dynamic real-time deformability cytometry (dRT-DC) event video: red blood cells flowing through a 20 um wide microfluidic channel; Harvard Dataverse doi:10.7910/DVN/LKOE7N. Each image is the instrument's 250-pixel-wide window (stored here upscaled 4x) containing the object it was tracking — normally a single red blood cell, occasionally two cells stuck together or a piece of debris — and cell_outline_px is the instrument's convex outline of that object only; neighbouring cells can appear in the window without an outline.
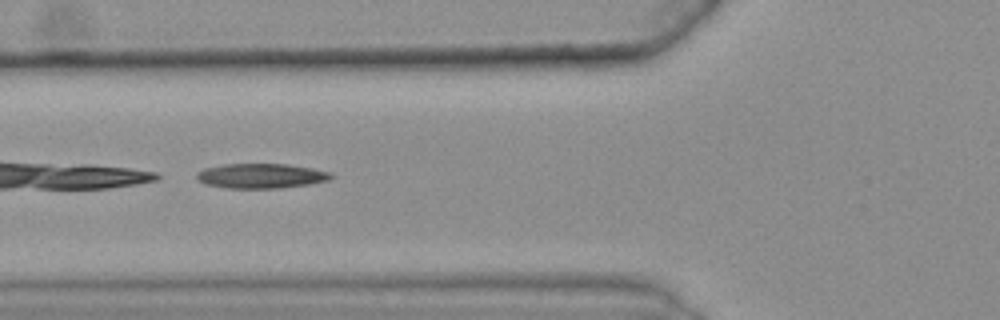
{"species": "common noctule bat (a hibernating species)", "species_latin": "Nyctalus noctula", "temperature_condition": "warm", "stored_images_in_passage": 23, "camera_frame_rate_fps": 3000, "um_per_image_px": 0.085, "animal": {"sex": "female", "body_mass_g": 25.1}, "frame": {"image": 1, "passage_image": 4, "time_ms": 1.0, "image_size_px": [1000, 320], "cell_outline_px": [[332, 176], [328, 180], [308, 184], [280, 188], [224, 188], [204, 184], [196, 180], [196, 172], [204, 168], [224, 164], [288, 164], [312, 168], [332, 172]], "centroid_in_image_um": [22.13, 14.95], "position_along_channel_um": 103.7, "area_um2": 19.54}}
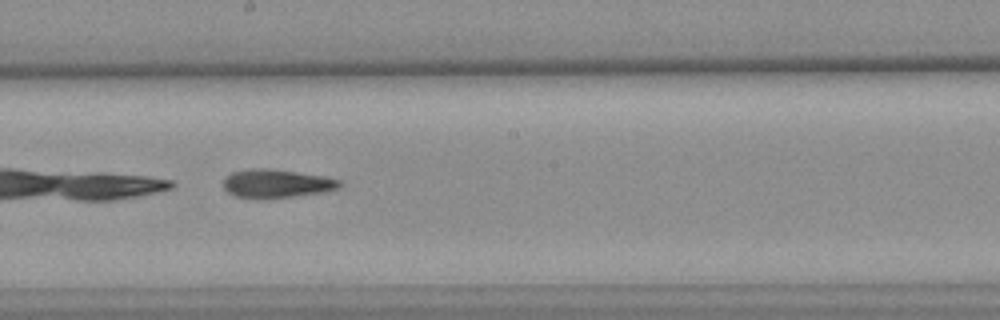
{"frame": {"image": 2, "passage_image": 14, "time_ms": 4.333, "image_size_px": [1000, 320], "cell_outline_px": [[344, 184], [340, 188], [320, 192], [292, 196], [256, 200], [236, 196], [228, 192], [224, 188], [224, 180], [232, 172], [252, 168], [268, 168], [324, 176], [340, 180]], "centroid_in_image_um": [23.5, 15.61], "position_along_channel_um": 224.7, "area_um2": 19.31}}